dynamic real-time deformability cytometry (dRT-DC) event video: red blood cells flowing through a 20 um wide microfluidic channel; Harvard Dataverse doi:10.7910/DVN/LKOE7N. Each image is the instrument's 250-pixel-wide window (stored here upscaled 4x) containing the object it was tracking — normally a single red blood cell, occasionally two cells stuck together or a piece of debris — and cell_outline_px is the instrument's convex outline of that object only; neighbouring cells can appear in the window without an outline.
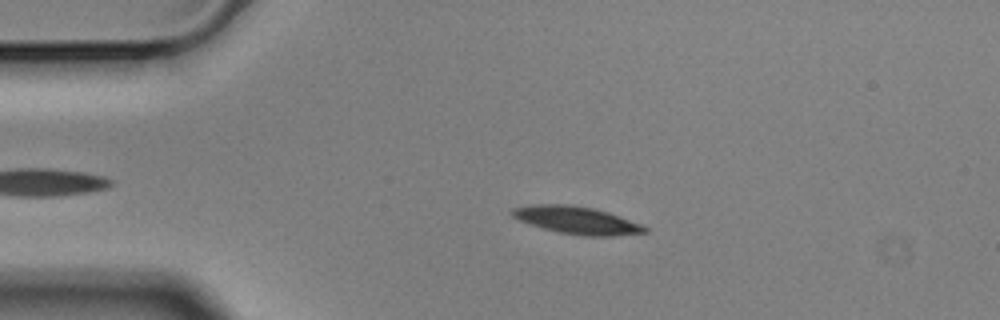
{"species": "Egyptian fruit bat (a non-hibernating species)", "species_latin": "Rousettus aegyptiacus", "temperature_condition": "cold", "stored_images_in_passage": 47, "camera_frame_rate_fps": 3000, "um_per_image_px": 0.085, "animal": {"sex": "male"}, "frame": {"image": 1, "passage_image": 11, "time_ms": 3.333, "image_size_px": [1000, 320], "cell_outline_px": [[648, 232], [612, 236], [584, 236], [560, 232], [544, 228], [520, 220], [512, 216], [512, 208], [536, 204], [572, 204], [592, 208], [608, 212], [620, 216], [640, 224], [648, 228]], "centroid_in_image_um": [49.06, 18.71], "position_along_channel_um": 35.9, "area_um2": 20.98}}
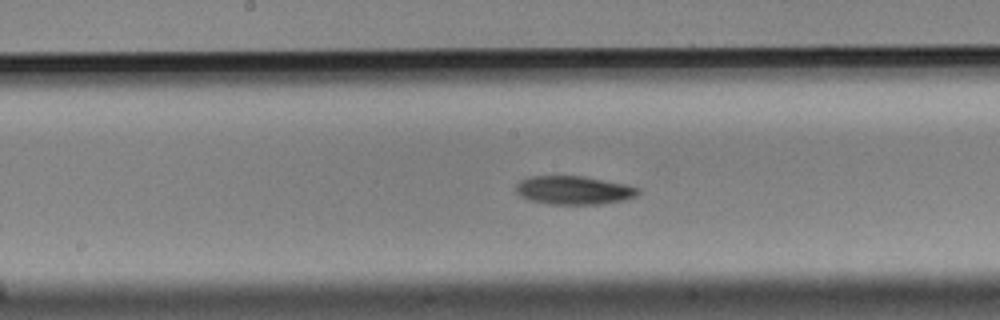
{"frame": {"image": 2, "passage_image": 28, "time_ms": 9.0, "image_size_px": [1000, 320], "cell_outline_px": [[640, 192], [636, 196], [624, 200], [600, 204], [548, 204], [528, 200], [520, 196], [516, 192], [516, 184], [520, 180], [532, 176], [580, 176], [624, 184], [640, 188]], "centroid_in_image_um": [48.74, 16.18], "position_along_channel_um": 199.5, "area_um2": 20.23}}
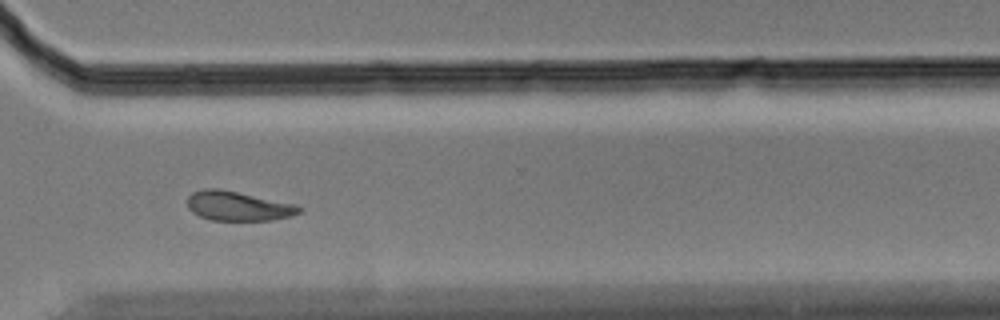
{"frame": {"image": 3, "passage_image": 41, "time_ms": 13.333, "image_size_px": [1000, 320], "cell_outline_px": [[304, 208], [300, 212], [292, 216], [272, 220], [212, 220], [200, 216], [192, 212], [188, 208], [188, 196], [192, 192], [204, 188], [216, 188], [296, 204]], "centroid_in_image_um": [20.24, 17.52], "position_along_channel_um": 350.4, "area_um2": 19.07}, "authors_computed_cell_mechanics": {"area_um2": 20.2878, "velocity_mm_per_s": 3.4843, "shape_relaxation_time_tau1_ms": 3.7944, "shape_relaxation_time_tau2_ms": null, "deformation_change_tau1": 0.0941, "deformation_change_tau2": null}}